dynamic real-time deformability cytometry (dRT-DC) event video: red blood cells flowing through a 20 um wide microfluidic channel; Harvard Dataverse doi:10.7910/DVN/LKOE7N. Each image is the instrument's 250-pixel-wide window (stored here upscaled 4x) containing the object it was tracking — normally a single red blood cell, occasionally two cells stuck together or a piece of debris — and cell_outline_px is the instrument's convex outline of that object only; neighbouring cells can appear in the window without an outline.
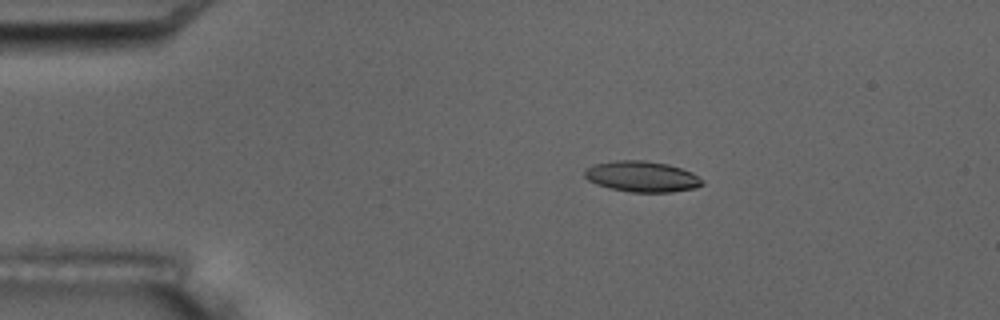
{"species": "common noctule bat (a hibernating species)", "species_latin": "Nyctalus noctula", "temperature_condition": "room temperature", "stored_images_in_passage": 7, "camera_frame_rate_fps": 3000, "um_per_image_px": 0.085, "animal": {"sex": "male", "body_mass_g": 17.5, "forearm_length_mm": 52.3}, "frame": {"image": 1, "passage_image": 4, "time_ms": 3.667, "image_size_px": [1000, 320], "cell_outline_px": [[704, 184], [696, 188], [672, 192], [632, 192], [608, 188], [596, 184], [588, 180], [584, 176], [584, 172], [588, 168], [596, 164], [616, 160], [644, 160], [668, 164], [692, 172], [704, 180]], "centroid_in_image_um": [54.59, 15.01], "position_along_channel_um": 30.4, "area_um2": 21.15}}